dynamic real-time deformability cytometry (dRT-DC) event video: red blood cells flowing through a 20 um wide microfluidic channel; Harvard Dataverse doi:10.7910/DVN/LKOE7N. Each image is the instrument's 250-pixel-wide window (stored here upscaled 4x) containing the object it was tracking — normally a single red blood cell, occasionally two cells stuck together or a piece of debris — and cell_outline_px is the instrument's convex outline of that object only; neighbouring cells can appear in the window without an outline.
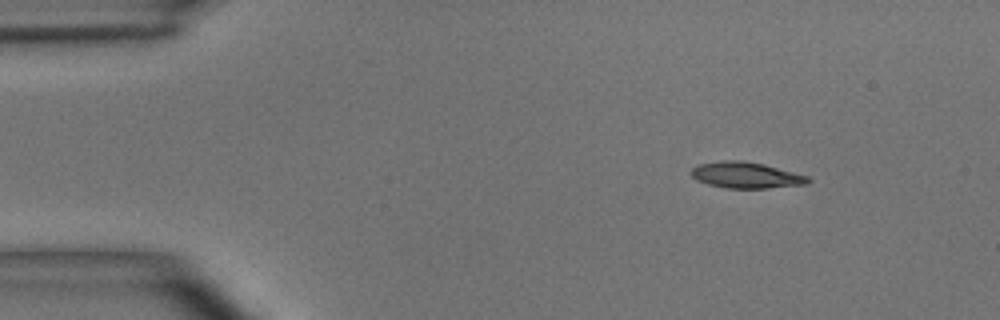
{"species": "common noctule bat (a hibernating species)", "species_latin": "Nyctalus noctula", "temperature_condition": "room temperature", "stored_images_in_passage": 3, "camera_frame_rate_fps": 3000, "um_per_image_px": 0.085, "animal": {"sex": "male", "body_mass_g": 15.6}, "frame": {"image": 1, "passage_image": 1, "time_ms": 0.0, "image_size_px": [1000, 320], "cell_outline_px": [[812, 180], [808, 184], [768, 188], [724, 188], [708, 184], [696, 180], [692, 176], [692, 168], [700, 164], [720, 160], [744, 160], [764, 164], [808, 176]], "centroid_in_image_um": [63.43, 14.89], "position_along_channel_um": 21.6, "area_um2": 17.86}}